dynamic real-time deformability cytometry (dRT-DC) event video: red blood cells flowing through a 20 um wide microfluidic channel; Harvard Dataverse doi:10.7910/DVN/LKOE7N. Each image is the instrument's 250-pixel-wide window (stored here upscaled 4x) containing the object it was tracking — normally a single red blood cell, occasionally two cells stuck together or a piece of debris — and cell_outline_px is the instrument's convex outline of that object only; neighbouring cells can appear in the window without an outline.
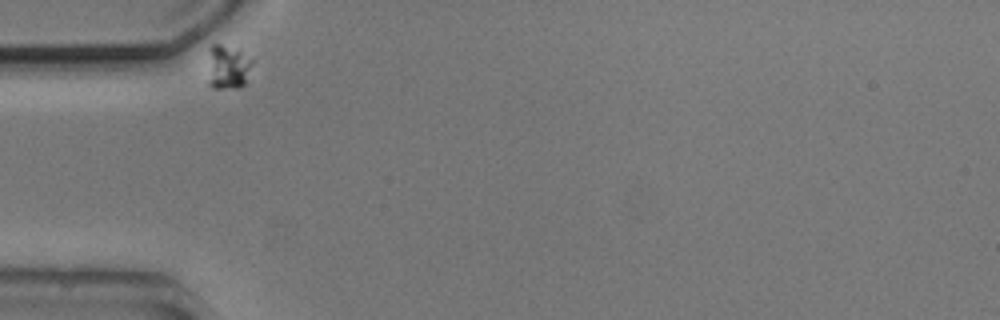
{"species": "common noctule bat (a hibernating species)", "species_latin": "Nyctalus noctula", "temperature_condition": "cold", "stored_images_in_passage": 1, "camera_frame_rate_fps": 3000, "um_per_image_px": 0.085, "animal": {"sex": "male", "body_mass_g": 20.5, "forearm_length_mm": 52.5}, "frame": {"image": 1, "passage_image": 1, "time_ms": 0.0, "image_size_px": [1000, 320], "cell_outline_px": [[252, 64], [244, 84], [240, 88], [212, 88], [208, 84], [212, 44], [220, 44], [240, 48], [252, 60]], "centroid_in_image_um": [19.41, 5.7], "position_along_channel_um": 65.6, "area_um2": 11.33}}